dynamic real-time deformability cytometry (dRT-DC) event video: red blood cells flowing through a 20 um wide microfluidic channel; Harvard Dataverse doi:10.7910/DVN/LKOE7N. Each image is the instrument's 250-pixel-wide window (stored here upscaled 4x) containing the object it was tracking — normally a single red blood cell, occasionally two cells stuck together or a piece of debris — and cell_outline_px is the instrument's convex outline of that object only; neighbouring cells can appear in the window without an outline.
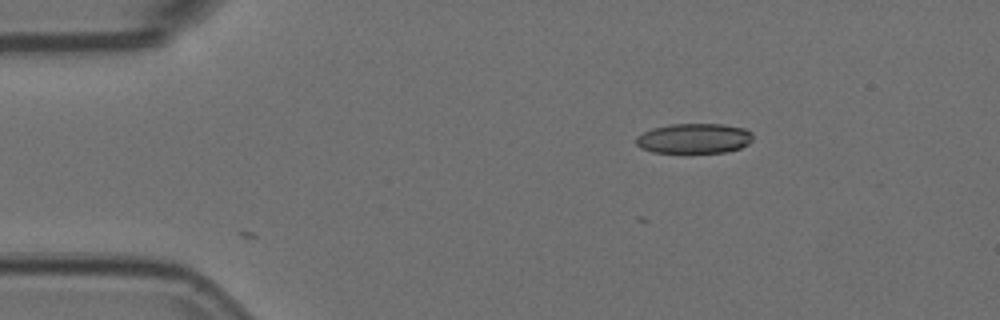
{"species": "Egyptian fruit bat (a non-hibernating species)", "species_latin": "Rousettus aegyptiacus", "temperature_condition": "room temperature", "stored_images_in_passage": 6, "camera_frame_rate_fps": 3000, "um_per_image_px": 0.085, "animal": {"sex": "female"}, "frame": {"image": 1, "passage_image": 3, "time_ms": 0.667, "image_size_px": [1000, 320], "cell_outline_px": [[752, 140], [748, 144], [740, 148], [724, 152], [652, 152], [640, 148], [636, 144], [636, 136], [652, 128], [672, 124], [724, 124], [744, 128], [752, 132]], "centroid_in_image_um": [59.0, 11.76], "position_along_channel_um": 26.0, "area_um2": 20.4}}